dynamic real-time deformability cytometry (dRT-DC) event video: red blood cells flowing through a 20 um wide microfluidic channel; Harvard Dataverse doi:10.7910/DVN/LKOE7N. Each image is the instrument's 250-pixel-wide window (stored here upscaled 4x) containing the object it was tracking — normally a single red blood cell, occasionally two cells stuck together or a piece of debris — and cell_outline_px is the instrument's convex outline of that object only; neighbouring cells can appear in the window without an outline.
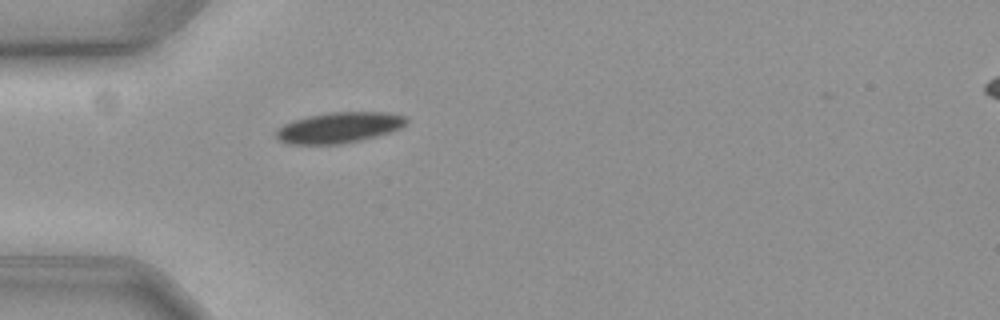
{"species": "common noctule bat (a hibernating species)", "species_latin": "Nyctalus noctula", "temperature_condition": "cold", "stored_images_in_passage": 38, "camera_frame_rate_fps": 3000, "um_per_image_px": 0.085, "animal": {"sex": "female", "body_mass_g": 19.3, "forearm_length_mm": 54.1}, "frame": {"image": 1, "passage_image": 1, "time_ms": 0.0, "image_size_px": [1000, 320], "cell_outline_px": [[408, 120], [400, 128], [376, 136], [360, 140], [340, 144], [288, 144], [280, 140], [276, 136], [276, 128], [292, 120], [308, 116], [328, 112], [388, 112], [408, 116]], "centroid_in_image_um": [28.81, 10.83], "position_along_channel_um": 56.2, "area_um2": 23.35}}
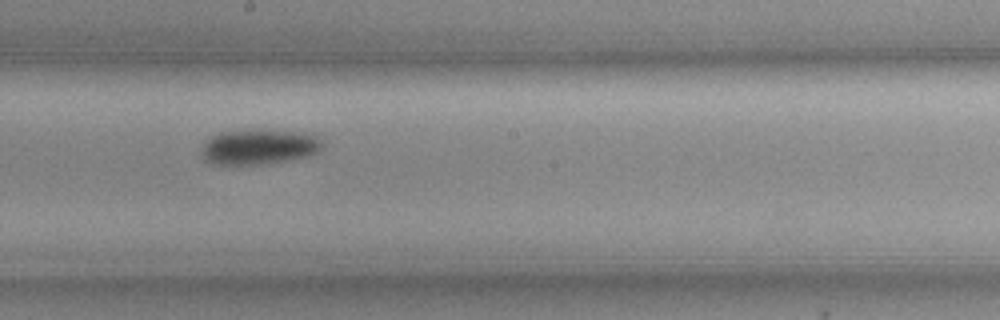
{"frame": {"image": 2, "passage_image": 16, "time_ms": 5.0, "image_size_px": [1000, 320], "cell_outline_px": [[324, 144], [316, 152], [308, 156], [260, 164], [212, 164], [204, 160], [200, 152], [204, 140], [220, 132], [304, 132], [316, 136]], "centroid_in_image_um": [21.95, 12.51], "position_along_channel_um": 226.3, "area_um2": 23.93}}
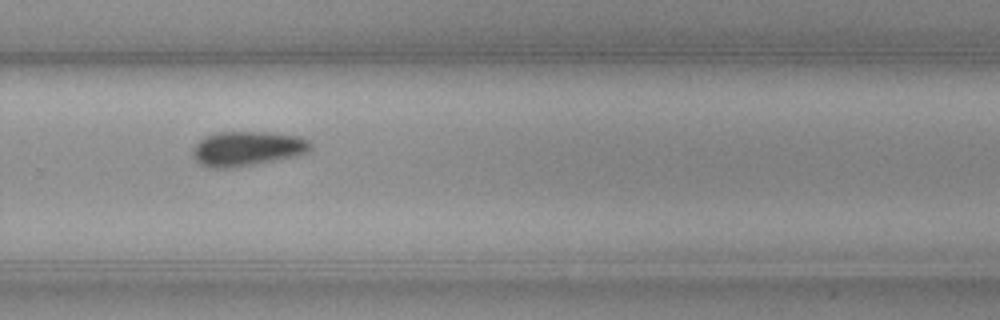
{"frame": {"image": 3, "passage_image": 23, "time_ms": 7.333, "image_size_px": [1000, 320], "cell_outline_px": [[312, 148], [308, 152], [292, 156], [256, 164], [232, 168], [208, 168], [200, 164], [192, 156], [192, 152], [196, 144], [204, 136], [216, 132], [272, 132], [300, 136], [308, 140], [312, 144]], "centroid_in_image_um": [21.0, 12.62], "position_along_channel_um": 308.8, "area_um2": 23.93}, "authors_computed_cell_mechanics": {"area_um2": 23.9292, "velocity_mm_per_s": 3.5656, "shape_relaxation_time_tau1_ms": 2.5403, "shape_relaxation_time_tau2_ms": null, "deformation_change_tau1": 0.0683, "deformation_change_tau2": null}}